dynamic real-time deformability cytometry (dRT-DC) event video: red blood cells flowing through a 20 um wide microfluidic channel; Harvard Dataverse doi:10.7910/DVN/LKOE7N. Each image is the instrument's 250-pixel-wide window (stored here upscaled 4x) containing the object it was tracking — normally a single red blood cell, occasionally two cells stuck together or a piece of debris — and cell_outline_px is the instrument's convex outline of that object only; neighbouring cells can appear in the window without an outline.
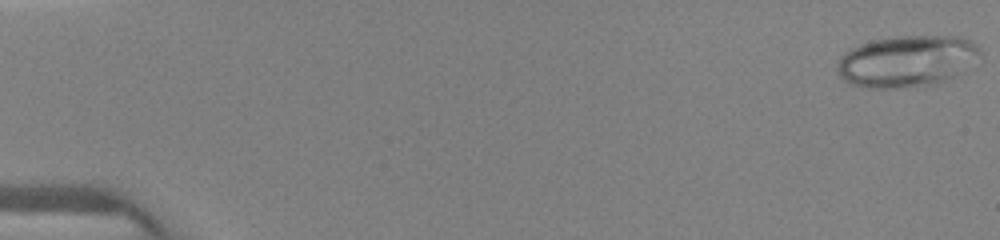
{"species": "human", "species_latin": "Homo sapiens", "temperature_condition": "warm", "stored_images_in_passage": 22, "camera_frame_rate_fps": 3000, "um_per_image_px": 0.085, "donor": {"sex": "female"}, "frame": {"image": 1, "passage_image": 1, "time_ms": 0.0, "image_size_px": [1000, 240], "cell_outline_px": [[984, 52], [980, 64], [936, 84], [908, 88], [868, 88], [852, 84], [844, 80], [836, 72], [836, 68], [840, 56], [844, 52], [860, 44], [876, 40], [896, 36], [960, 36], [972, 40]], "centroid_in_image_um": [77.19, 5.2], "position_along_channel_um": 7.8, "area_um2": 43.93}}